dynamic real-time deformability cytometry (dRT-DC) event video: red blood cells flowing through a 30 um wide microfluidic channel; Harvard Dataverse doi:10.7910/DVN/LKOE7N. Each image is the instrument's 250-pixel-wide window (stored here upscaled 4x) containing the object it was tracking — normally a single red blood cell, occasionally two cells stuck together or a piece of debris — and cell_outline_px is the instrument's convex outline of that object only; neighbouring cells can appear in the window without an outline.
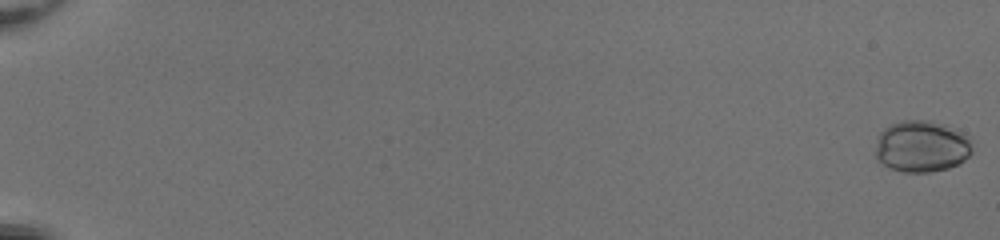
{"species": "common noctule bat (a hibernating species)", "species_latin": "Nyctalus noctula", "temperature_condition": "room temperature", "stored_images_in_passage": 54, "camera_frame_rate_fps": 3000, "um_per_image_px": 0.085, "animal": {"sex": "female", "body_mass_g": 20.0, "forearm_length_mm": 54.0}, "frame": {"image": 1, "passage_image": 1, "time_ms": 0.0, "image_size_px": [1000, 240], "cell_outline_px": [[972, 152], [960, 164], [948, 168], [928, 172], [904, 172], [892, 168], [876, 160], [876, 140], [880, 132], [884, 128], [892, 124], [904, 120], [932, 120], [956, 128], [964, 132], [968, 136], [972, 148]], "centroid_in_image_um": [78.36, 12.43], "position_along_channel_um": 6.6, "area_um2": 29.36}}
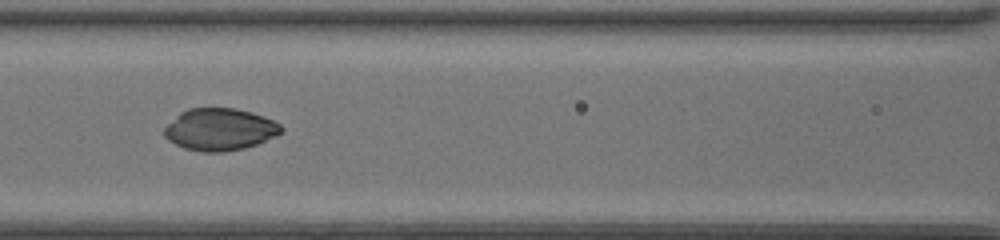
{"frame": {"image": 2, "passage_image": 28, "time_ms": 9.0, "image_size_px": [1000, 240], "cell_outline_px": [[284, 132], [276, 136], [256, 144], [244, 148], [224, 152], [200, 152], [184, 148], [168, 140], [164, 136], [164, 128], [180, 112], [188, 108], [236, 108], [252, 112], [264, 116], [280, 124], [284, 128]], "centroid_in_image_um": [18.7, 11.0], "position_along_channel_um": 147.9, "area_um2": 28.84}}
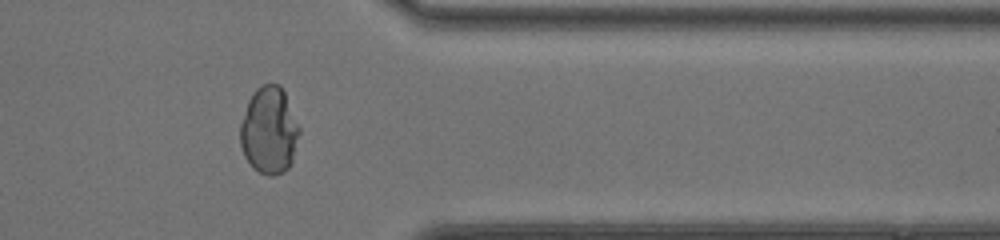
{"frame": {"image": 3, "passage_image": 46, "time_ms": 15.0, "image_size_px": [1000, 240], "cell_outline_px": [[300, 132], [292, 160], [288, 168], [284, 172], [272, 176], [268, 176], [252, 168], [244, 156], [240, 144], [240, 124], [248, 100], [252, 92], [260, 84], [280, 84], [284, 92], [300, 128]], "centroid_in_image_um": [22.86, 11.09], "position_along_channel_um": 388.5, "area_um2": 30.11}, "authors_computed_cell_mechanics": {"area_um2": 28.033, "velocity_mm_per_s": 4.1169, "shape_relaxation_time_tau1_ms": 8.1472, "shape_relaxation_time_tau2_ms": null, "deformation_change_tau1": 0.2464, "deformation_change_tau2": null}}